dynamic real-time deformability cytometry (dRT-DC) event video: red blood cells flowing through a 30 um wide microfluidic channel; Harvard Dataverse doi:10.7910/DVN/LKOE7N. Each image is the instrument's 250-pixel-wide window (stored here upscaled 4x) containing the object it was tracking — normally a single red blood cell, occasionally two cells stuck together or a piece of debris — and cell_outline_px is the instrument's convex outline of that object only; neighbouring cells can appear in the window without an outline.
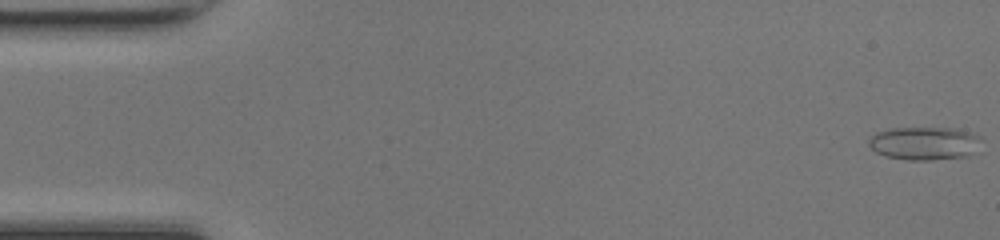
{"species": "common noctule bat (a hibernating species)", "species_latin": "Nyctalus noctula", "temperature_condition": "room temperature", "stored_images_in_passage": 49, "camera_frame_rate_fps": 3000, "um_per_image_px": 0.085, "animal": {"sex": "female", "body_mass_g": 17.0, "forearm_length_mm": 48.0}, "frame": {"image": 1, "passage_image": 1, "time_ms": 0.0, "image_size_px": [1000, 240], "cell_outline_px": [[980, 136], [976, 152], [968, 156], [932, 160], [908, 160], [884, 156], [876, 152], [868, 144], [868, 140], [876, 132], [888, 128], [956, 128]], "centroid_in_image_um": [78.55, 12.18], "position_along_channel_um": 6.4, "area_um2": 21.85}}
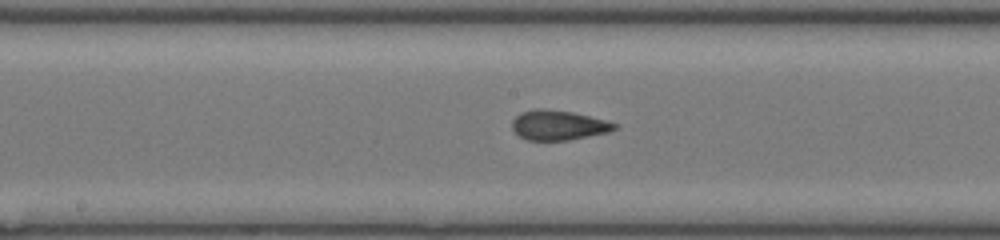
{"frame": {"image": 2, "passage_image": 25, "time_ms": 8.0, "image_size_px": [1000, 240], "cell_outline_px": [[616, 128], [608, 132], [568, 140], [528, 140], [520, 136], [512, 128], [512, 120], [520, 112], [532, 108], [540, 108], [572, 112], [604, 120], [616, 124]], "centroid_in_image_um": [47.4, 10.63], "position_along_channel_um": 200.8, "area_um2": 17.57}}
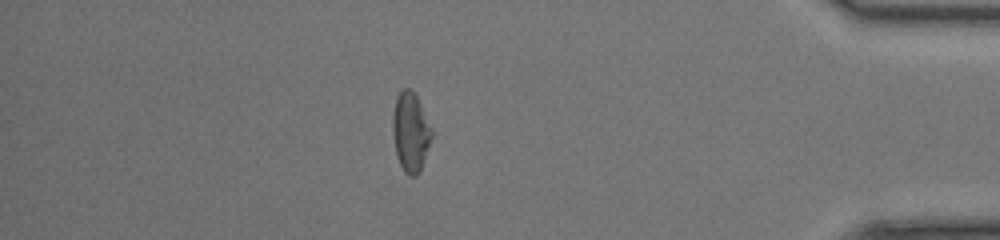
{"frame": {"image": 3, "passage_image": 42, "time_ms": 13.667, "image_size_px": [1000, 240], "cell_outline_px": [[432, 136], [420, 168], [416, 176], [408, 176], [404, 172], [396, 156], [392, 132], [392, 116], [396, 96], [404, 88], [408, 88], [416, 96], [432, 128]], "centroid_in_image_um": [34.87, 11.22], "position_along_channel_um": 400.3, "area_um2": 17.8}, "authors_computed_cell_mechanics": {"area_um2": 17.9758, "velocity_mm_per_s": 4.3034, "shape_relaxation_time_tau1_ms": 4.9233, "shape_relaxation_time_tau2_ms": 1.1891, "deformation_change_tau1": 0.1782, "deformation_change_tau2": 0.0955}}